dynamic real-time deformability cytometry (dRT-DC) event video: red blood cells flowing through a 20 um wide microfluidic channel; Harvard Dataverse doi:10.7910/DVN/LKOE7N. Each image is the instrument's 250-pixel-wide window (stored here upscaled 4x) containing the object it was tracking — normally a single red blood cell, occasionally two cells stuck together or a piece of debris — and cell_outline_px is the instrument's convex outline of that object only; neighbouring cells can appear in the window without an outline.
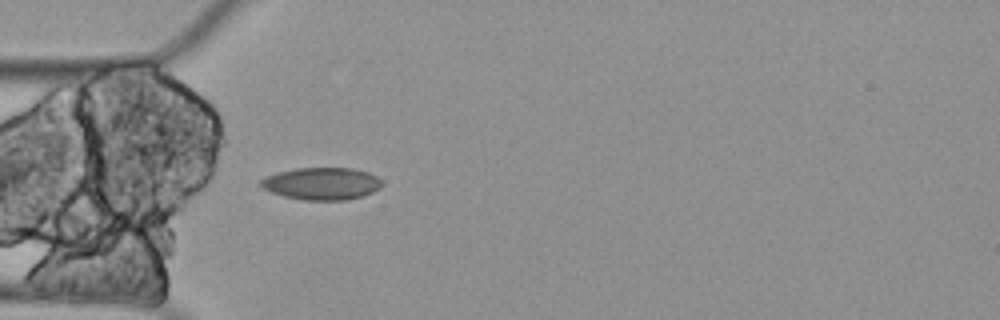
{"species": "Egyptian fruit bat (a non-hibernating species)", "species_latin": "Rousettus aegyptiacus", "temperature_condition": "cold", "stored_images_in_passage": 4, "camera_frame_rate_fps": 3000, "um_per_image_px": 0.085, "animal": {"sex": "female"}, "frame": {"image": 1, "passage_image": 1, "time_ms": 0.0, "image_size_px": [1000, 320], "cell_outline_px": [[384, 184], [380, 188], [372, 192], [360, 196], [344, 200], [304, 200], [284, 196], [272, 192], [264, 188], [260, 184], [260, 180], [268, 176], [280, 172], [296, 168], [352, 168], [368, 172], [376, 176]], "centroid_in_image_um": [27.38, 15.6], "position_along_channel_um": 57.6, "area_um2": 22.54}}
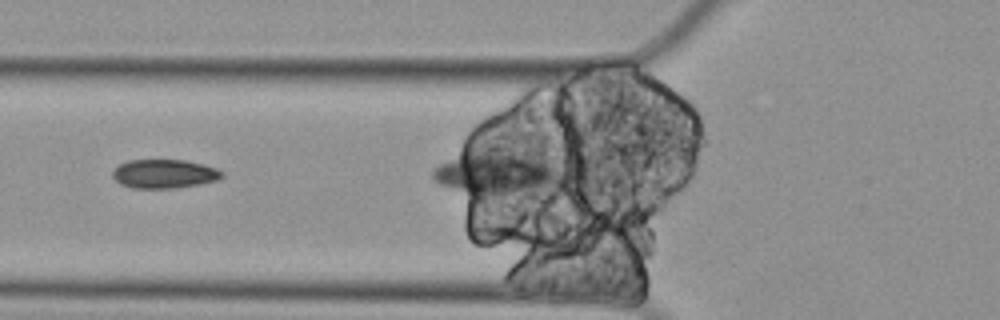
{"frame": {"image": 2, "passage_image": 3, "time_ms": 0.667, "image_size_px": [1000, 320], "cell_outline_px": [[224, 176], [220, 180], [200, 184], [176, 188], [132, 188], [120, 184], [112, 176], [112, 172], [120, 164], [128, 160], [188, 160], [204, 164], [216, 168], [224, 172]], "centroid_in_image_um": [14.01, 14.77], "position_along_channel_um": 111.8, "area_um2": 18.61}}